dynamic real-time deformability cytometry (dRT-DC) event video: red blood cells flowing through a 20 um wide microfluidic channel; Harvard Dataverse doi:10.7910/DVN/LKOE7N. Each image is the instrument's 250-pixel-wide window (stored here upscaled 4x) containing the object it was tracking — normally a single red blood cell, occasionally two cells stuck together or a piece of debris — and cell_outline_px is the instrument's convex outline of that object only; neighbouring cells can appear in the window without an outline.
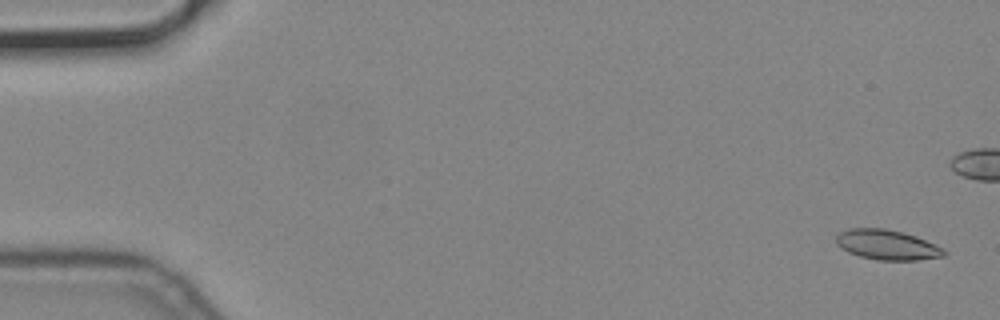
{"species": "common noctule bat (a hibernating species)", "species_latin": "Nyctalus noctula", "temperature_condition": "cold", "stored_images_in_passage": 57, "camera_frame_rate_fps": 3000, "um_per_image_px": 0.085, "animal": {"sex": "male", "body_mass_g": 19.2, "forearm_length_mm": 51.8}, "frame": {"image": 1, "passage_image": 2, "time_ms": 0.333, "image_size_px": [1000, 320], "cell_outline_px": [[948, 252], [944, 256], [916, 260], [876, 260], [860, 256], [848, 252], [836, 244], [836, 236], [840, 232], [848, 228], [884, 228], [904, 232], [916, 236], [944, 248]], "centroid_in_image_um": [75.41, 20.8], "position_along_channel_um": 9.6, "area_um2": 18.96}}
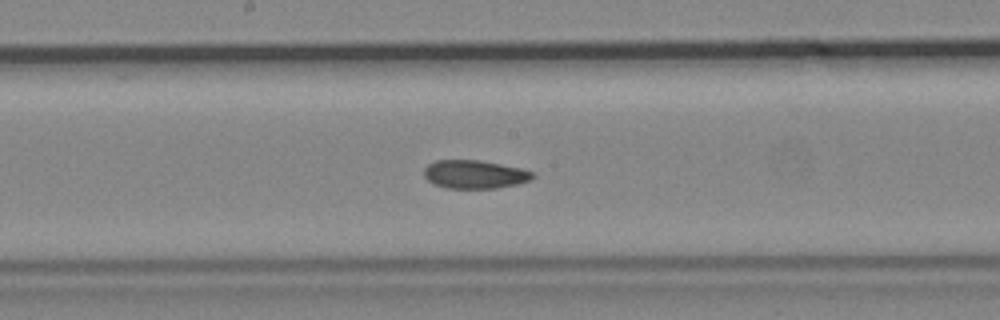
{"frame": {"image": 2, "passage_image": 30, "time_ms": 9.667, "image_size_px": [1000, 320], "cell_outline_px": [[536, 176], [532, 180], [516, 184], [496, 188], [444, 188], [428, 180], [424, 176], [424, 168], [428, 164], [436, 160], [480, 160], [520, 168], [532, 172]], "centroid_in_image_um": [40.35, 14.82], "position_along_channel_um": 207.9, "area_um2": 17.92}}
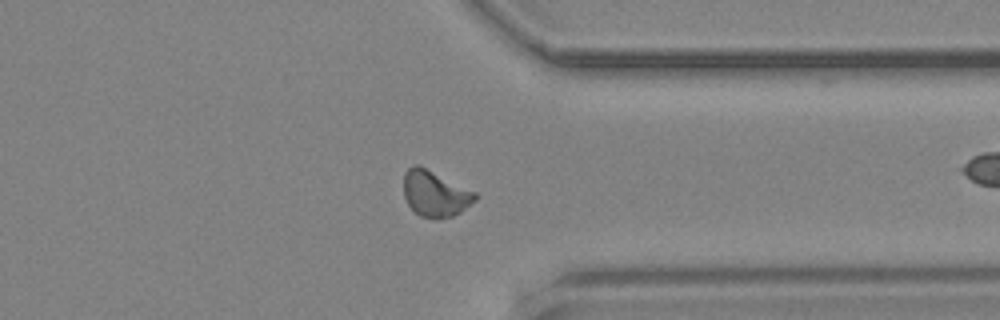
{"frame": {"image": 3, "passage_image": 44, "time_ms": 14.333, "image_size_px": [1000, 320], "cell_outline_px": [[476, 200], [460, 212], [452, 216], [436, 220], [420, 216], [408, 204], [404, 196], [404, 172], [412, 164], [420, 164], [476, 192]], "centroid_in_image_um": [36.97, 16.44], "position_along_channel_um": 374.4, "area_um2": 19.36}}